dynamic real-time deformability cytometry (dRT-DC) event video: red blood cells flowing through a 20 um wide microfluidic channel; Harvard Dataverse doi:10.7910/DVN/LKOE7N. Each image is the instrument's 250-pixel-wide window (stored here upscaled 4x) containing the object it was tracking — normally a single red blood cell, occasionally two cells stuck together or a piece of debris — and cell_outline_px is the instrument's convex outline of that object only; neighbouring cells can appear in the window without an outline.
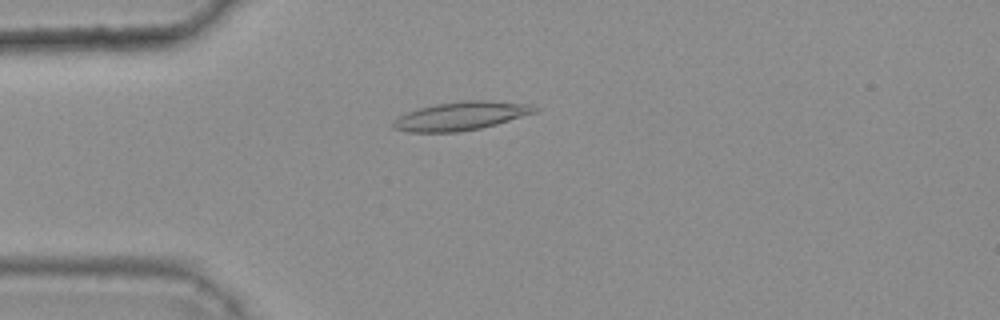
{"species": "common noctule bat (a hibernating species)", "species_latin": "Nyctalus noctula", "temperature_condition": "warm", "stored_images_in_passage": 48, "camera_frame_rate_fps": 3000, "um_per_image_px": 0.085, "animal": {"sex": "female", "body_mass_g": 25.1}, "frame": {"image": 1, "passage_image": 14, "time_ms": 4.333, "image_size_px": [1000, 320], "cell_outline_px": [[540, 108], [536, 112], [496, 124], [480, 128], [460, 132], [408, 132], [392, 128], [392, 120], [408, 112], [420, 108], [436, 104], [460, 100], [488, 100], [532, 104]], "centroid_in_image_um": [39.19, 9.85], "position_along_channel_um": 45.8, "area_um2": 23.58}}
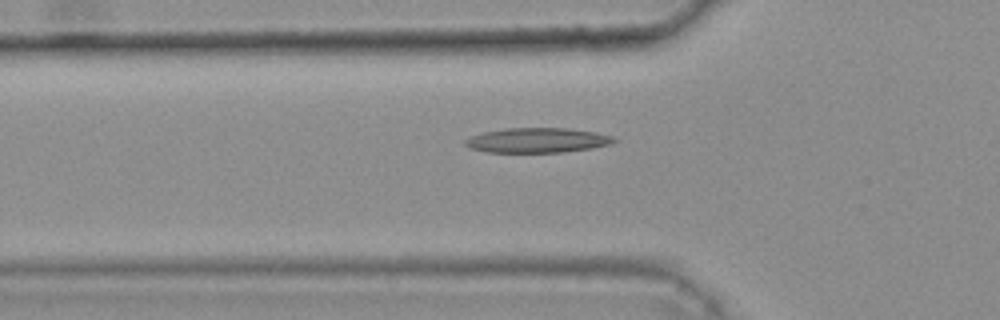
{"frame": {"image": 2, "passage_image": 18, "time_ms": 5.667, "image_size_px": [1000, 320], "cell_outline_px": [[620, 140], [612, 144], [592, 148], [560, 152], [484, 152], [468, 148], [464, 144], [464, 140], [472, 136], [484, 132], [508, 128], [568, 128], [596, 132], [612, 136]], "centroid_in_image_um": [45.69, 11.92], "position_along_channel_um": 80.1, "area_um2": 21.62}}
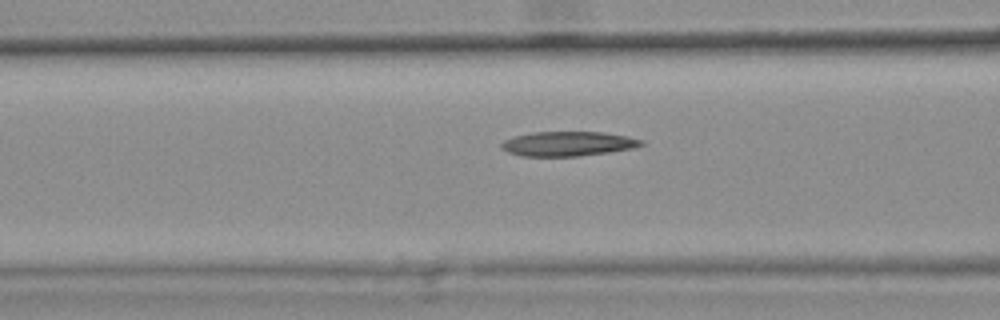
{"frame": {"image": 3, "passage_image": 21, "time_ms": 6.667, "image_size_px": [1000, 320], "cell_outline_px": [[644, 144], [632, 148], [608, 152], [580, 156], [520, 156], [508, 152], [500, 148], [500, 144], [504, 140], [512, 136], [532, 132], [604, 132], [628, 136], [644, 140]], "centroid_in_image_um": [48.24, 12.21], "position_along_channel_um": 118.4, "area_um2": 20.17}, "authors_computed_cell_mechanics": {"area_um2": 20.6924, "velocity_mm_per_s": 3.7697, "shape_relaxation_time_tau1_ms": null, "shape_relaxation_time_tau2_ms": 5.9275, "deformation_change_tau1": null, "deformation_change_tau2": 0.1685}}